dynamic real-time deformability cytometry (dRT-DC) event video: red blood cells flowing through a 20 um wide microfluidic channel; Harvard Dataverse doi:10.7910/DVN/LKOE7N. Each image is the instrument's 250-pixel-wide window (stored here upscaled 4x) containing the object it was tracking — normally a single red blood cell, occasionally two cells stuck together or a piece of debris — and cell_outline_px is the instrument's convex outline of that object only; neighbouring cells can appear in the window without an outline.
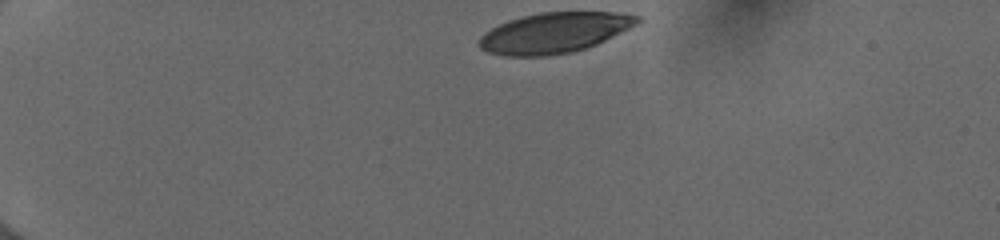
{"species": "human", "species_latin": "Homo sapiens", "temperature_condition": "cold", "stored_images_in_passage": 36, "camera_frame_rate_fps": 3000, "um_per_image_px": 0.085, "donor": {"sex": "female"}, "frame": {"image": 1, "passage_image": 1, "time_ms": 0.0, "image_size_px": [1000, 240], "cell_outline_px": [[644, 20], [596, 44], [572, 52], [544, 56], [504, 56], [488, 52], [480, 48], [476, 44], [476, 40], [484, 32], [508, 20], [540, 12], [612, 12], [640, 16]], "centroid_in_image_um": [47.05, 2.79], "position_along_channel_um": 37.9, "area_um2": 37.11}}
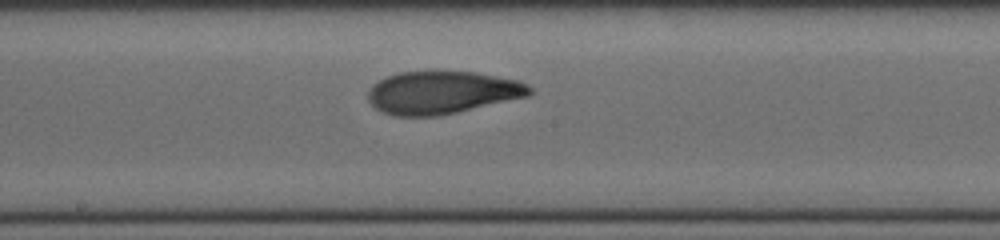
{"frame": {"image": 2, "passage_image": 20, "time_ms": 6.333, "image_size_px": [1000, 240], "cell_outline_px": [[532, 92], [528, 96], [440, 116], [392, 116], [380, 112], [368, 100], [368, 92], [372, 84], [388, 76], [400, 72], [476, 72], [516, 80], [528, 84], [532, 88]], "centroid_in_image_um": [37.56, 7.88], "position_along_channel_um": 210.6, "area_um2": 40.11}}
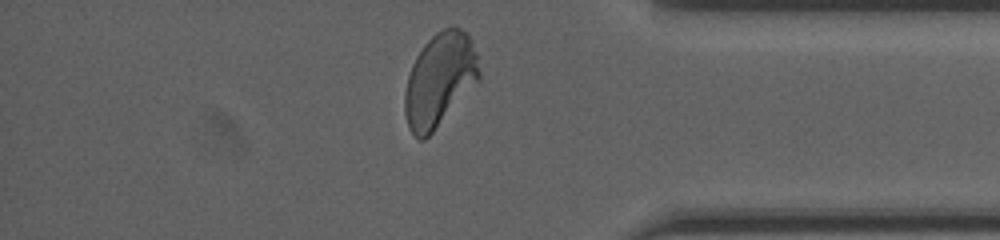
{"frame": {"image": 3, "passage_image": 35, "time_ms": 11.333, "image_size_px": [1000, 240], "cell_outline_px": [[480, 80], [432, 132], [424, 140], [420, 140], [408, 128], [404, 112], [404, 96], [408, 76], [412, 64], [416, 56], [424, 44], [436, 32], [452, 24], [468, 32], [472, 40], [480, 72]], "centroid_in_image_um": [37.37, 6.75], "position_along_channel_um": 397.8, "area_um2": 40.58}, "authors_computed_cell_mechanics": {"area_um2": 39.7086, "velocity_mm_per_s": 3.9827, "shape_relaxation_time_tau1_ms": 5.2298, "shape_relaxation_time_tau2_ms": 1.4439, "deformation_change_tau1": 0.2002, "deformation_change_tau2": 0.0801}}